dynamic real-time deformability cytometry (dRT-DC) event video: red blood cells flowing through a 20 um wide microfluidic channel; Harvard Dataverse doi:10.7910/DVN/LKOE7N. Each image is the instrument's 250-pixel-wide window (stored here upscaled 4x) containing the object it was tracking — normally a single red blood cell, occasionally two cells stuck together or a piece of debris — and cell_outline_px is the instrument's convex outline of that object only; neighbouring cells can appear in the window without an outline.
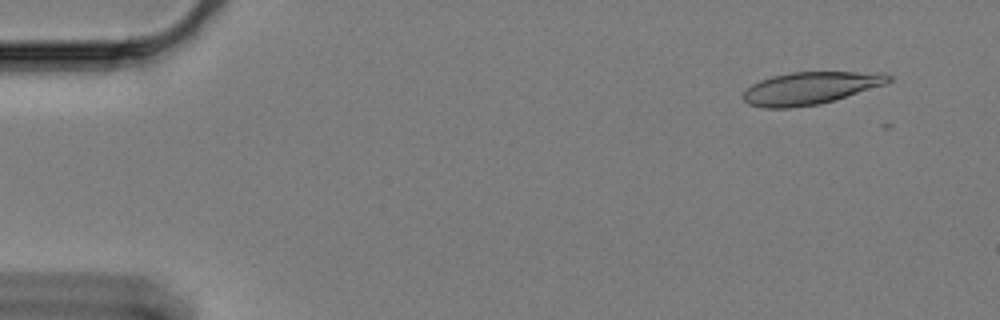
{"species": "Egyptian fruit bat (a non-hibernating species)", "species_latin": "Rousettus aegyptiacus", "temperature_condition": "cold", "stored_images_in_passage": 3, "camera_frame_rate_fps": 3000, "um_per_image_px": 0.085, "animal": {"sex": "female"}, "frame": {"image": 1, "passage_image": 1, "time_ms": 0.0, "image_size_px": [1000, 320], "cell_outline_px": [[892, 80], [884, 84], [820, 104], [788, 108], [764, 108], [748, 104], [740, 96], [752, 84], [760, 80], [772, 76], [792, 72], [884, 72], [892, 76]], "centroid_in_image_um": [68.84, 7.48], "position_along_channel_um": 16.2, "area_um2": 27.34}}